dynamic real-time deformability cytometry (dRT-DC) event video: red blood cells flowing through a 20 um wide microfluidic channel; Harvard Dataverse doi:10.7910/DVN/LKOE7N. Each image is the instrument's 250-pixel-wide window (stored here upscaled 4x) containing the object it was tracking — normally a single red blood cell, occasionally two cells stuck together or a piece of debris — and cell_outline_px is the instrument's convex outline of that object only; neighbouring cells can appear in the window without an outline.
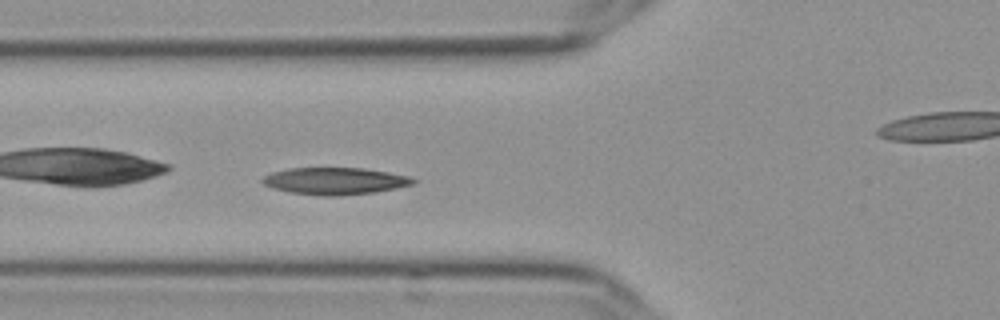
{"species": "Egyptian fruit bat (a non-hibernating species)", "species_latin": "Rousettus aegyptiacus", "temperature_condition": "cold", "stored_images_in_passage": 27, "camera_frame_rate_fps": 3000, "um_per_image_px": 0.085, "frame": {"image": 1, "passage_image": 3, "time_ms": 0.667, "image_size_px": [1000, 320], "cell_outline_px": [[420, 180], [412, 184], [396, 188], [376, 192], [336, 196], [324, 196], [288, 192], [272, 188], [264, 184], [260, 180], [264, 176], [272, 172], [288, 168], [364, 168], [388, 172], [408, 176]], "centroid_in_image_um": [28.47, 15.38], "position_along_channel_um": 97.3, "area_um2": 23.81}}
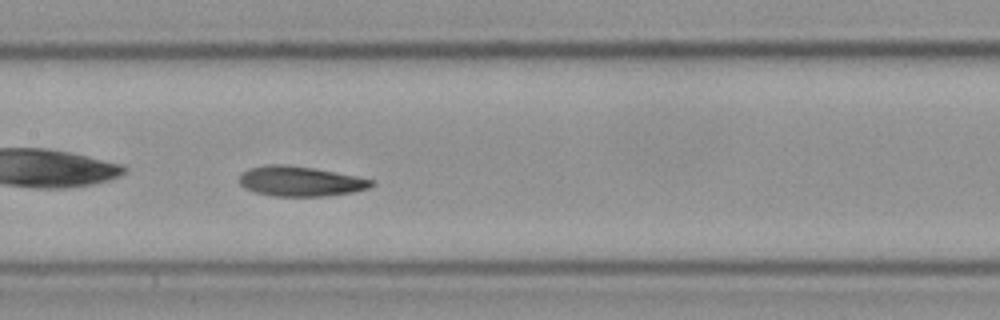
{"frame": {"image": 2, "passage_image": 10, "time_ms": 3.0, "image_size_px": [1000, 320], "cell_outline_px": [[376, 184], [368, 188], [352, 192], [324, 196], [272, 196], [256, 192], [244, 188], [240, 184], [240, 176], [248, 168], [268, 164], [284, 164], [312, 168], [356, 176], [376, 180]], "centroid_in_image_um": [25.54, 15.41], "position_along_channel_um": 181.9, "area_um2": 23.0}}
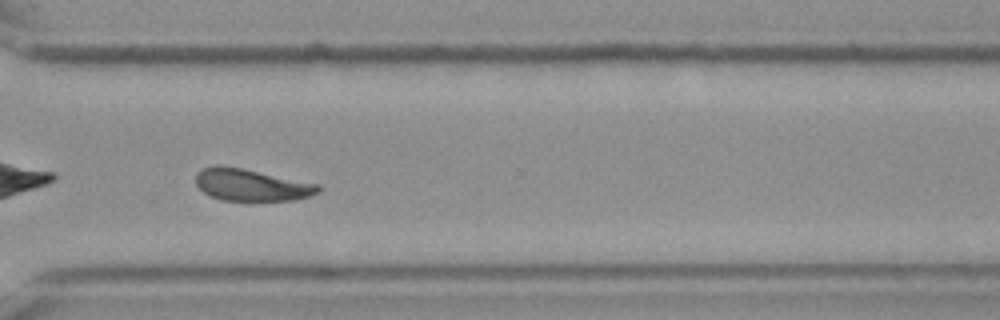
{"frame": {"image": 3, "passage_image": 24, "time_ms": 7.667, "image_size_px": [1000, 320], "cell_outline_px": [[320, 192], [312, 196], [292, 200], [220, 200], [208, 196], [196, 184], [196, 172], [204, 168], [216, 164], [220, 164], [320, 184]], "centroid_in_image_um": [21.35, 15.72], "position_along_channel_um": 349.2, "area_um2": 22.83}, "authors_computed_cell_mechanics": {"area_um2": 23.2934, "velocity_mm_per_s": 3.5923, "shape_relaxation_time_tau1_ms": 3.364, "shape_relaxation_time_tau2_ms": 3.5575, "deformation_change_tau1": 0.119, "deformation_change_tau2": 0.1051}}